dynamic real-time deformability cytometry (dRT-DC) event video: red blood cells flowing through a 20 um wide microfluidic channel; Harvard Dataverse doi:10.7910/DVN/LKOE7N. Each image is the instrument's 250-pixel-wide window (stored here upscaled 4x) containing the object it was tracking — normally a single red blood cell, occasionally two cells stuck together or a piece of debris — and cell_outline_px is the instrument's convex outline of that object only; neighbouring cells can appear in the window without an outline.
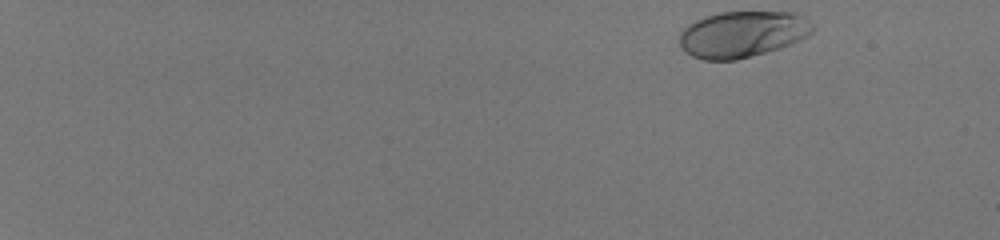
{"species": "human", "species_latin": "Homo sapiens", "temperature_condition": "room temperature", "stored_images_in_passage": 50, "camera_frame_rate_fps": 3000, "um_per_image_px": 0.085, "donor": {"sex": "male"}, "frame": {"image": 1, "passage_image": 1, "time_ms": 0.0, "image_size_px": [1000, 240], "cell_outline_px": [[816, 28], [808, 36], [780, 48], [736, 60], [704, 60], [692, 56], [680, 44], [680, 32], [688, 24], [704, 16], [720, 12], [792, 12], [804, 16]], "centroid_in_image_um": [63.12, 2.9], "position_along_channel_um": 21.9, "area_um2": 35.84}}
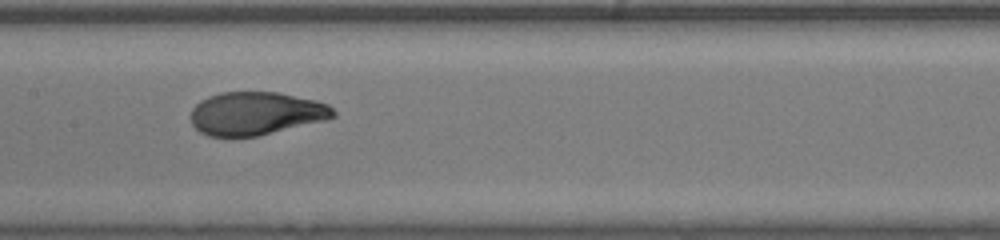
{"frame": {"image": 2, "passage_image": 28, "time_ms": 9.0, "image_size_px": [1000, 240], "cell_outline_px": [[336, 116], [328, 120], [260, 136], [208, 136], [200, 132], [192, 124], [192, 108], [200, 100], [208, 96], [220, 92], [276, 92], [316, 100], [328, 104], [336, 112]], "centroid_in_image_um": [21.79, 9.65], "position_along_channel_um": 185.6, "area_um2": 36.07}}
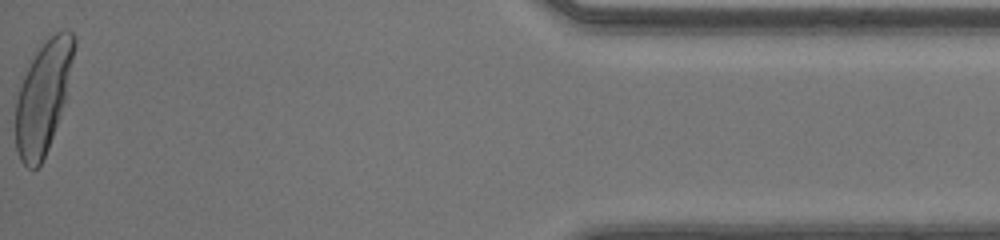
{"frame": {"image": 3, "passage_image": 50, "time_ms": 16.333, "image_size_px": [1000, 240], "cell_outline_px": [[76, 44], [64, 100], [48, 148], [40, 164], [36, 168], [28, 168], [20, 160], [16, 152], [16, 100], [24, 76], [44, 36], [64, 28], [68, 28], [76, 36]], "centroid_in_image_um": [3.67, 8.15], "position_along_channel_um": 431.5, "area_um2": 37.63}, "authors_computed_cell_mechanics": {"area_um2": 36.1539, "velocity_mm_per_s": 4.1192, "shape_relaxation_time_tau1_ms": 4.6095, "shape_relaxation_time_tau2_ms": null, "deformation_change_tau1": 0.2182, "deformation_change_tau2": null}}